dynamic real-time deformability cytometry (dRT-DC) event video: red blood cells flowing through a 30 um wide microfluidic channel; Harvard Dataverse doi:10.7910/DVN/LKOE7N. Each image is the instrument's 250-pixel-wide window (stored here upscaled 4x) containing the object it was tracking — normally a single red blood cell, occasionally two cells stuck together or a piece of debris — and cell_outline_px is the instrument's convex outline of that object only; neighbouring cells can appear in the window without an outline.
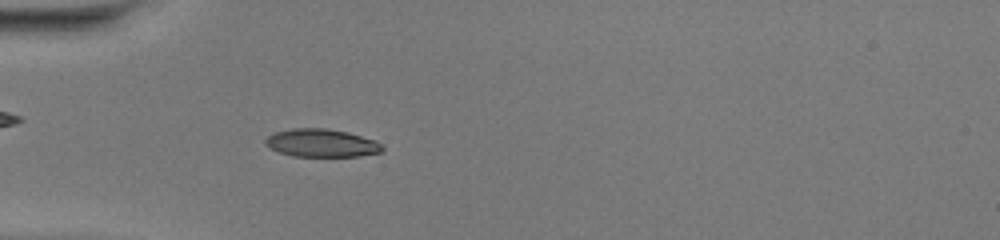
{"species": "common noctule bat (a hibernating species)", "species_latin": "Nyctalus noctula", "temperature_condition": "warm", "stored_images_in_passage": 41, "camera_frame_rate_fps": 3000, "um_per_image_px": 0.085, "animal": {"sex": "female", "body_mass_g": 20.0, "forearm_length_mm": 54.0}, "frame": {"image": 1, "passage_image": 7, "time_ms": 2.0, "image_size_px": [1000, 240], "cell_outline_px": [[384, 148], [380, 152], [360, 156], [292, 156], [280, 152], [264, 144], [264, 140], [268, 136], [276, 132], [292, 128], [324, 128], [348, 132], [376, 140]], "centroid_in_image_um": [27.33, 12.15], "position_along_channel_um": 57.7, "area_um2": 18.96}}
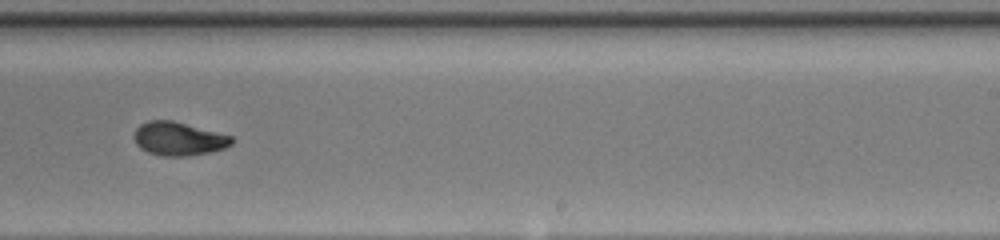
{"frame": {"image": 2, "passage_image": 23, "time_ms": 7.333, "image_size_px": [1000, 240], "cell_outline_px": [[232, 144], [224, 148], [208, 152], [188, 156], [160, 156], [148, 152], [140, 148], [136, 144], [132, 136], [136, 128], [140, 124], [148, 120], [172, 120], [232, 136]], "centroid_in_image_um": [15.12, 11.79], "position_along_channel_um": 273.9, "area_um2": 19.07}}
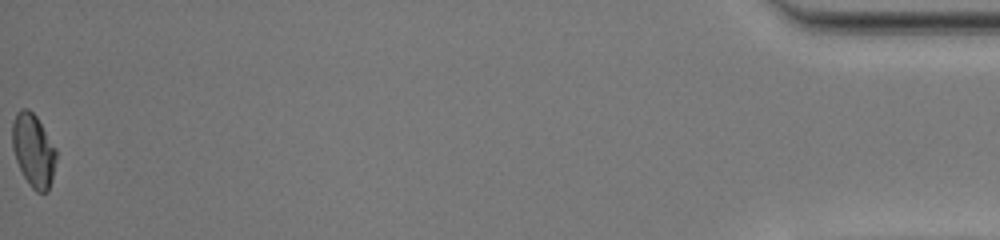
{"frame": {"image": 3, "passage_image": 41, "time_ms": 13.333, "image_size_px": [1000, 240], "cell_outline_px": [[56, 160], [52, 180], [48, 192], [36, 192], [32, 188], [24, 176], [16, 160], [12, 148], [12, 120], [16, 112], [20, 108], [28, 108], [36, 116], [56, 148]], "centroid_in_image_um": [2.83, 12.76], "position_along_channel_um": 432.4, "area_um2": 18.79}, "authors_computed_cell_mechanics": {"area_um2": 18.9584, "velocity_mm_per_s": 4.219, "shape_relaxation_time_tau1_ms": 6.2796, "shape_relaxation_time_tau2_ms": 1.0845, "deformation_change_tau1": 0.2226, "deformation_change_tau2": 0.0518}}